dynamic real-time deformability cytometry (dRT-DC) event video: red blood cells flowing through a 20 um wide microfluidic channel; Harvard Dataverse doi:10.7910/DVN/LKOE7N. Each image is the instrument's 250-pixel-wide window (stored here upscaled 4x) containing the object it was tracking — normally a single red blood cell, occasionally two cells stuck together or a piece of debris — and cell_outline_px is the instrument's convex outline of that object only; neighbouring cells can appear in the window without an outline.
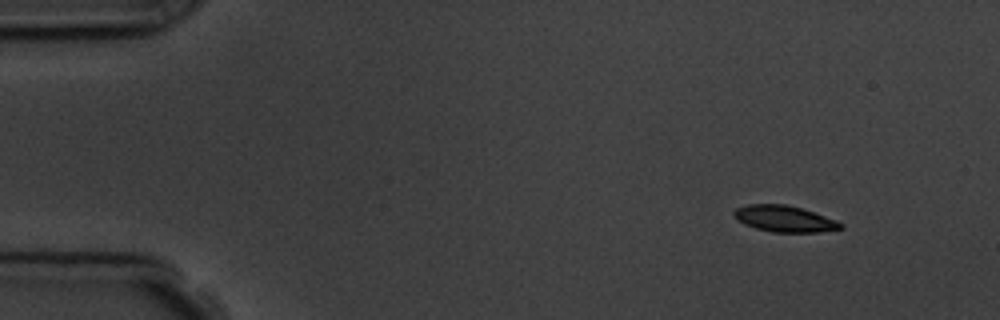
{"species": "common noctule bat (a hibernating species)", "species_latin": "Nyctalus noctula", "temperature_condition": "room temperature", "stored_images_in_passage": 5, "camera_frame_rate_fps": 3000, "um_per_image_px": 0.085, "animal": {"sex": "male", "body_mass_g": 19.5, "forearm_length_mm": 54.6}, "frame": {"image": 1, "passage_image": 1, "time_ms": 0.0, "image_size_px": [1000, 320], "cell_outline_px": [[844, 228], [820, 232], [772, 232], [756, 228], [744, 224], [732, 216], [732, 212], [736, 208], [748, 204], [788, 204], [836, 220], [844, 224]], "centroid_in_image_um": [66.65, 18.59], "position_along_channel_um": 18.3, "area_um2": 16.36}}